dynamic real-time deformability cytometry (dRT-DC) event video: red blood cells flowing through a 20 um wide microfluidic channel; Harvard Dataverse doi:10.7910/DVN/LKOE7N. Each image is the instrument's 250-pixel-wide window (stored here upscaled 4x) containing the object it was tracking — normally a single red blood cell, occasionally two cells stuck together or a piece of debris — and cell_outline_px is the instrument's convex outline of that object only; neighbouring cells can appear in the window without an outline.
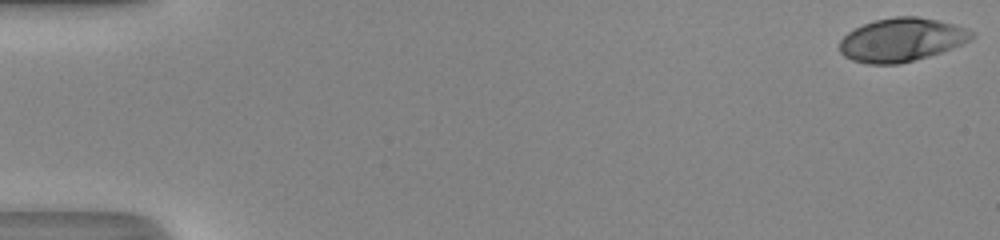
{"species": "human", "species_latin": "Homo sapiens", "temperature_condition": "room temperature", "stored_images_in_passage": 45, "camera_frame_rate_fps": 3000, "um_per_image_px": 0.085, "donor": {"sex": "male"}, "frame": {"image": 1, "passage_image": 1, "time_ms": 0.0, "image_size_px": [1000, 240], "cell_outline_px": [[976, 36], [972, 40], [952, 48], [928, 56], [900, 64], [868, 64], [852, 60], [844, 56], [840, 52], [840, 40], [848, 32], [864, 24], [876, 20], [896, 16], [916, 16], [936, 20], [952, 24], [964, 28], [972, 32]], "centroid_in_image_um": [76.62, 3.39], "position_along_channel_um": 8.4, "area_um2": 33.23}}
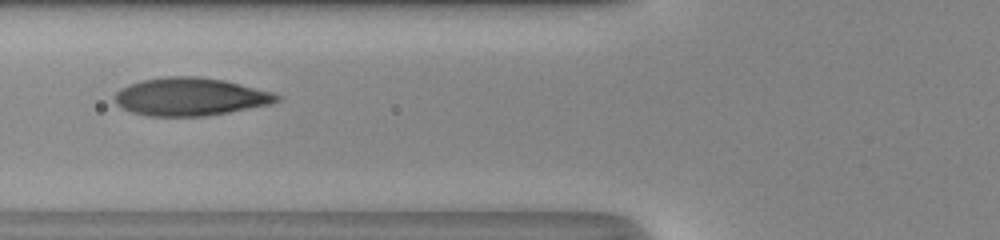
{"frame": {"image": 2, "passage_image": 21, "time_ms": 6.667, "image_size_px": [1000, 240], "cell_outline_px": [[280, 100], [272, 104], [228, 112], [204, 116], [148, 116], [132, 112], [116, 104], [116, 92], [120, 88], [128, 84], [140, 80], [164, 76], [196, 76], [224, 80], [272, 92], [280, 96]], "centroid_in_image_um": [16.16, 8.21], "position_along_channel_um": 109.6, "area_um2": 35.78}}
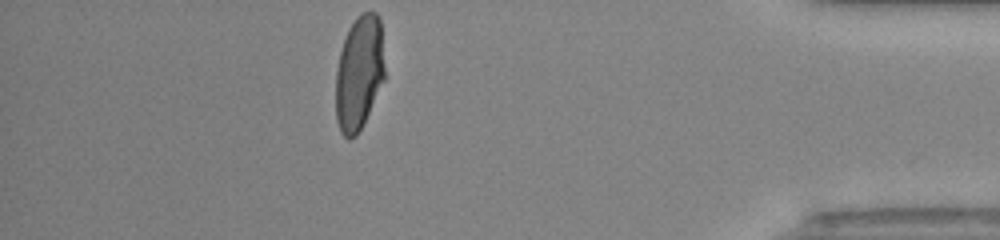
{"frame": {"image": 3, "passage_image": 45, "time_ms": 14.667, "image_size_px": [1000, 240], "cell_outline_px": [[384, 80], [356, 136], [348, 140], [340, 132], [336, 120], [336, 68], [340, 52], [348, 28], [356, 16], [364, 12], [376, 12], [380, 16], [384, 64]], "centroid_in_image_um": [30.51, 6.17], "position_along_channel_um": 404.7, "area_um2": 32.6}, "authors_computed_cell_mechanics": {"area_um2": 34.2176, "velocity_mm_per_s": 4.2333, "shape_relaxation_time_tau1_ms": 5.9415, "shape_relaxation_time_tau2_ms": null, "deformation_change_tau1": 0.2521, "deformation_change_tau2": null}}